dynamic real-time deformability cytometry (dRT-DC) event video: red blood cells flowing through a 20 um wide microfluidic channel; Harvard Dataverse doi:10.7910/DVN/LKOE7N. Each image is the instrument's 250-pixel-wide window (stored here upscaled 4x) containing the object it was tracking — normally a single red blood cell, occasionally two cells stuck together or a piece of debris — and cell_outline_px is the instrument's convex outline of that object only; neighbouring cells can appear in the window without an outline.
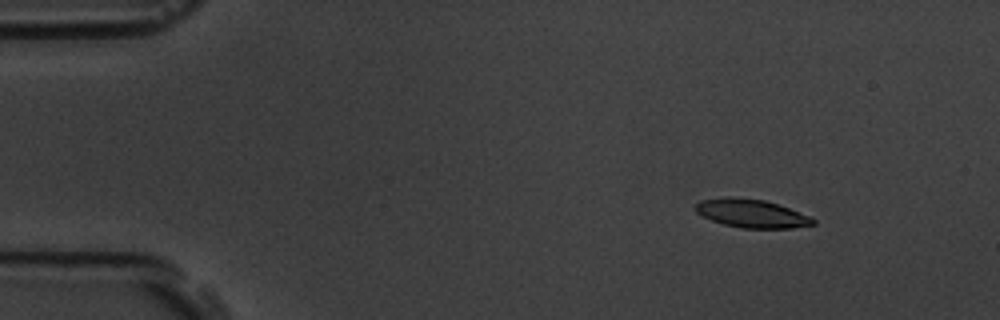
{"species": "common noctule bat (a hibernating species)", "species_latin": "Nyctalus noctula", "temperature_condition": "room temperature", "stored_images_in_passage": 4, "camera_frame_rate_fps": 3000, "um_per_image_px": 0.085, "animal": {"sex": "male", "body_mass_g": 19.5, "forearm_length_mm": 54.6}, "frame": {"image": 1, "passage_image": 1, "time_ms": 0.0, "image_size_px": [1000, 320], "cell_outline_px": [[816, 224], [792, 228], [740, 228], [724, 224], [712, 220], [696, 212], [696, 204], [700, 200], [724, 196], [728, 196], [764, 200], [788, 208], [808, 216], [816, 220]], "centroid_in_image_um": [63.86, 18.14], "position_along_channel_um": 21.1, "area_um2": 19.25}}
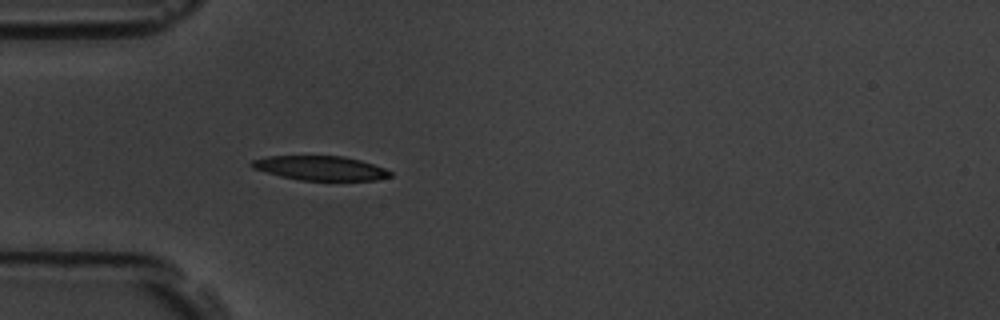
{"frame": {"image": 2, "passage_image": 4, "time_ms": 1.0, "image_size_px": [1000, 320], "cell_outline_px": [[392, 176], [376, 180], [300, 180], [280, 176], [252, 168], [248, 164], [252, 160], [268, 156], [344, 156], [360, 160], [384, 168], [392, 172]], "centroid_in_image_um": [27.21, 14.29], "position_along_channel_um": 57.8, "area_um2": 19.59}}